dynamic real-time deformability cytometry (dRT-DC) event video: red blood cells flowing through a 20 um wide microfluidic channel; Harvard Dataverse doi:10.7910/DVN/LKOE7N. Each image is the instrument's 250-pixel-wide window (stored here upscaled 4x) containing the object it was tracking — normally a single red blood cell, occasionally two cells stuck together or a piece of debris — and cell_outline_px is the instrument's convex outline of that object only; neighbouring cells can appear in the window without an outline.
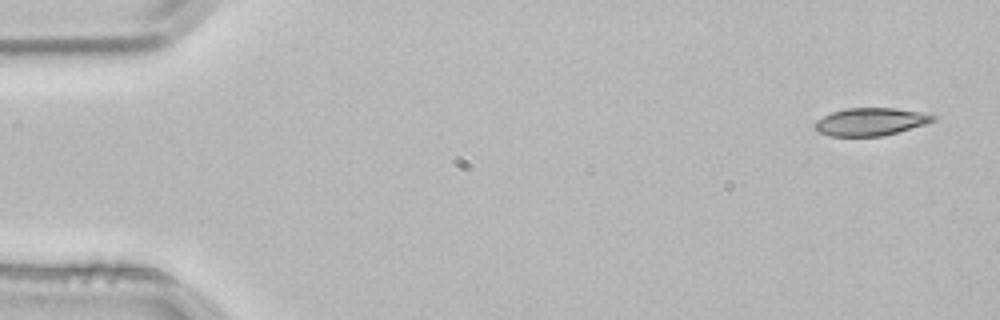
{"species": "common noctule bat (a hibernating species)", "species_latin": "Nyctalus noctula", "temperature_condition": "room temperature", "stored_images_in_passage": 3, "camera_frame_rate_fps": 3000, "um_per_image_px": 0.085, "animal": {"sex": "male", "body_mass_g": 21.5, "forearm_length_mm": 52.0}, "frame": {"image": 1, "passage_image": 1, "time_ms": 0.0, "image_size_px": [1000, 320], "cell_outline_px": [[936, 120], [924, 124], [884, 136], [832, 136], [820, 132], [816, 128], [816, 120], [832, 112], [848, 108], [896, 108], [920, 112], [936, 116]], "centroid_in_image_um": [74.02, 10.34], "position_along_channel_um": 11.0, "area_um2": 18.79}}
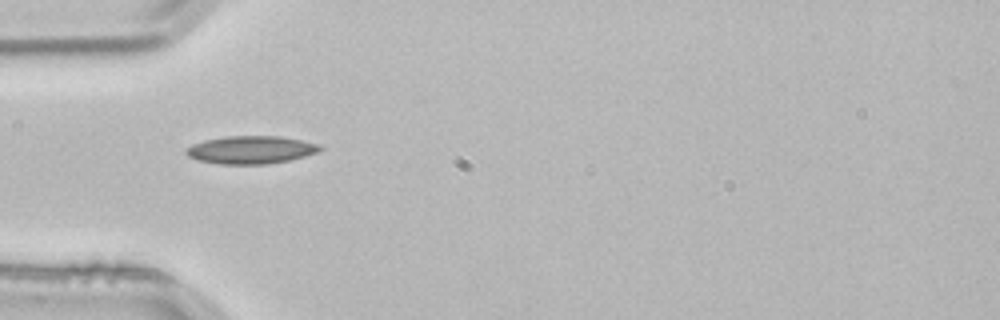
{"frame": {"image": 2, "passage_image": 3, "time_ms": 0.667, "image_size_px": [1000, 320], "cell_outline_px": [[324, 148], [316, 152], [304, 156], [288, 160], [268, 164], [220, 164], [200, 160], [188, 156], [184, 152], [184, 148], [192, 144], [204, 140], [228, 136], [280, 136], [320, 144]], "centroid_in_image_um": [21.3, 12.73], "position_along_channel_um": 63.7, "area_um2": 21.68}}